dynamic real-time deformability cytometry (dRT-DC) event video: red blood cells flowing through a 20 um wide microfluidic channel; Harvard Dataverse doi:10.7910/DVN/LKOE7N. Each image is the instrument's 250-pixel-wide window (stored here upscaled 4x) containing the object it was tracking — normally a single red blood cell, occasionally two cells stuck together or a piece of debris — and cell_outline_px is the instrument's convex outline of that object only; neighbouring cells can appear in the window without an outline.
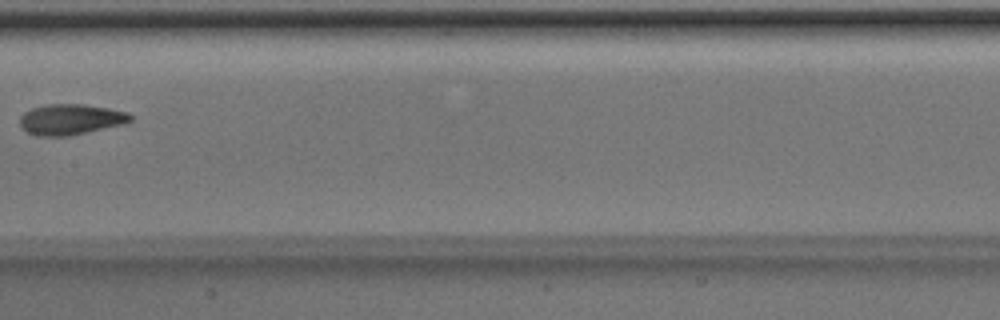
{"species": "Egyptian fruit bat (a non-hibernating species)", "species_latin": "Rousettus aegyptiacus", "temperature_condition": "room temperature", "stored_images_in_passage": 5, "camera_frame_rate_fps": 3000, "um_per_image_px": 0.085, "animal": {"sex": "male"}, "frame": {"image": 1, "passage_image": 4, "time_ms": 1.0, "image_size_px": [1000, 320], "cell_outline_px": [[132, 120], [120, 124], [68, 136], [40, 136], [28, 132], [20, 124], [20, 116], [24, 112], [32, 108], [44, 104], [84, 104], [108, 108], [128, 112], [132, 116]], "centroid_in_image_um": [5.98, 10.13], "position_along_channel_um": 201.4, "area_um2": 19.48}}
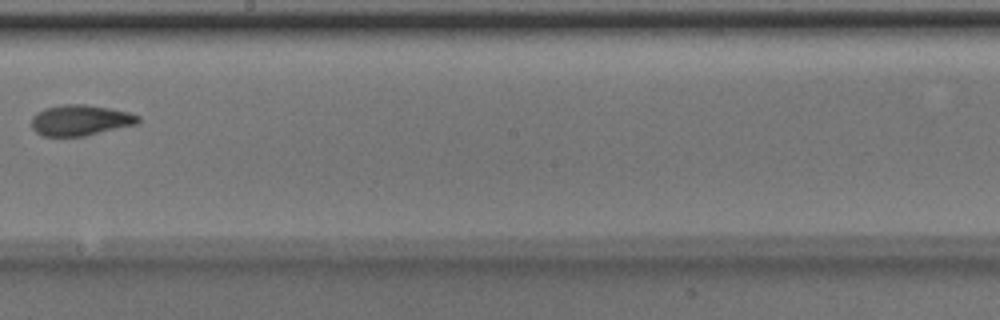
{"frame": {"image": 2, "passage_image": 5, "time_ms": 1.333, "image_size_px": [1000, 320], "cell_outline_px": [[140, 124], [84, 136], [44, 136], [36, 132], [32, 128], [32, 116], [36, 112], [44, 108], [64, 104], [84, 104], [108, 108], [128, 112], [140, 116]], "centroid_in_image_um": [6.84, 10.22], "position_along_channel_um": 241.4, "area_um2": 19.25}}